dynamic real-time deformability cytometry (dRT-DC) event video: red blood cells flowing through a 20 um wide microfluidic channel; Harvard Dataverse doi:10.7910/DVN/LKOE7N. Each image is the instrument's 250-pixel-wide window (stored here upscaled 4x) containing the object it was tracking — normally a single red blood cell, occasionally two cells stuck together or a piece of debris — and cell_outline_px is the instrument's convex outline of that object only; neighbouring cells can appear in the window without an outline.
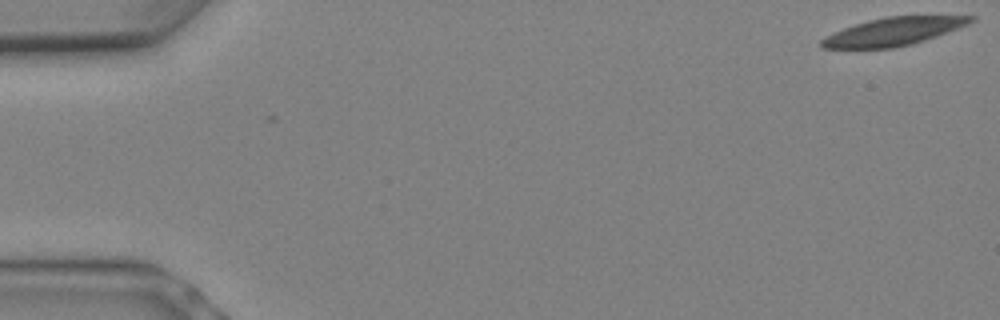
{"species": "Egyptian fruit bat (a non-hibernating species)", "species_latin": "Rousettus aegyptiacus", "temperature_condition": "warm", "stored_images_in_passage": 10, "camera_frame_rate_fps": 3000, "um_per_image_px": 0.085, "animal": {"sex": "female"}, "frame": {"image": 1, "passage_image": 1, "time_ms": 0.0, "image_size_px": [1000, 320], "cell_outline_px": [[976, 20], [968, 24], [936, 36], [912, 44], [892, 48], [820, 48], [820, 40], [844, 28], [868, 20], [888, 16], [976, 16]], "centroid_in_image_um": [75.95, 2.68], "position_along_channel_um": 9.0, "area_um2": 23.93}}
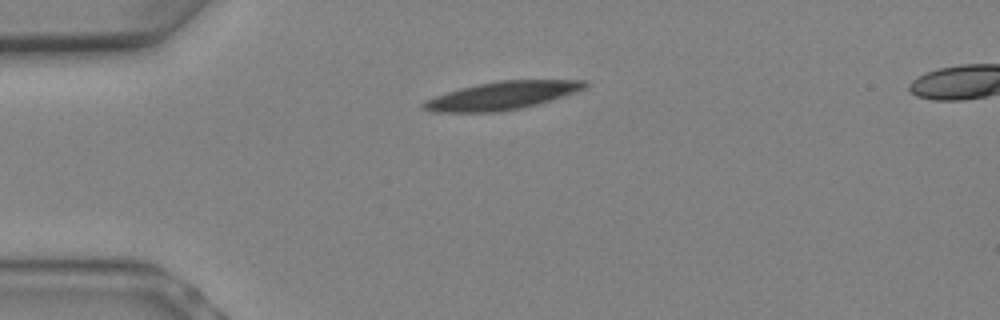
{"frame": {"image": 2, "passage_image": 6, "time_ms": 1.667, "image_size_px": [1000, 320], "cell_outline_px": [[588, 84], [584, 88], [576, 92], [564, 96], [536, 104], [520, 108], [500, 112], [432, 112], [420, 108], [420, 104], [424, 100], [460, 88], [476, 84], [500, 80], [588, 80]], "centroid_in_image_um": [42.64, 8.13], "position_along_channel_um": 42.4, "area_um2": 26.36}}
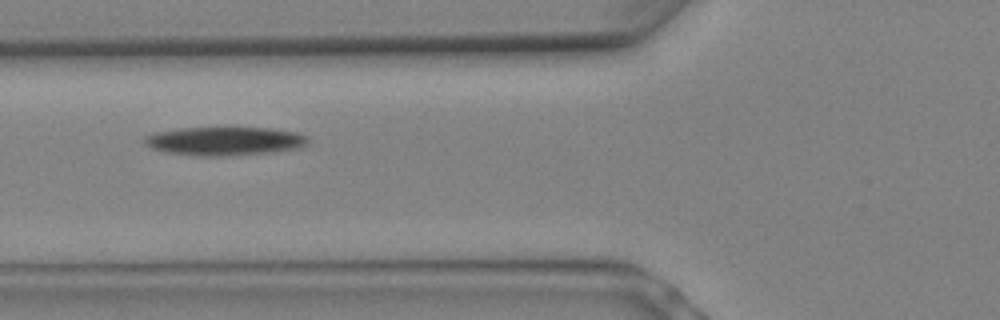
{"frame": {"image": 3, "passage_image": 9, "time_ms": 2.667, "image_size_px": [1000, 320], "cell_outline_px": [[308, 144], [300, 148], [276, 152], [228, 156], [196, 156], [164, 152], [152, 148], [144, 144], [144, 136], [156, 132], [180, 128], [268, 128], [296, 132], [308, 136]], "centroid_in_image_um": [19.11, 12.0], "position_along_channel_um": 106.7, "area_um2": 27.51}}